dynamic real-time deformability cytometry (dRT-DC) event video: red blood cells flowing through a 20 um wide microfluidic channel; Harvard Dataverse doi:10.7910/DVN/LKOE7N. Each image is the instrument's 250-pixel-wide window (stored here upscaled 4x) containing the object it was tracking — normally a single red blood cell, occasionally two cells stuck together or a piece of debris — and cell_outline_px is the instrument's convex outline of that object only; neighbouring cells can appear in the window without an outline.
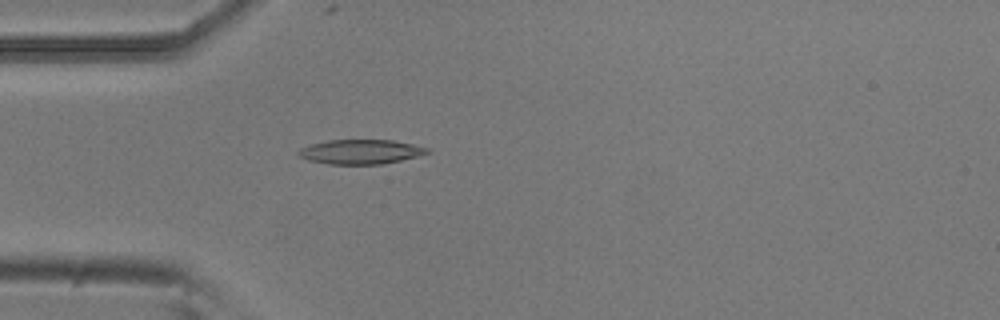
{"species": "common noctule bat (a hibernating species)", "species_latin": "Nyctalus noctula", "temperature_condition": "room temperature", "stored_images_in_passage": 46, "camera_frame_rate_fps": 3000, "um_per_image_px": 0.085, "animal": {"sex": "male", "body_mass_g": 20.5, "forearm_length_mm": 52.5}, "frame": {"image": 1, "passage_image": 8, "time_ms": 2.333, "image_size_px": [1000, 320], "cell_outline_px": [[432, 152], [384, 164], [328, 164], [308, 160], [300, 156], [296, 152], [300, 148], [312, 144], [328, 140], [392, 140], [412, 144], [428, 148]], "centroid_in_image_um": [30.64, 12.9], "position_along_channel_um": 54.4, "area_um2": 18.26}}
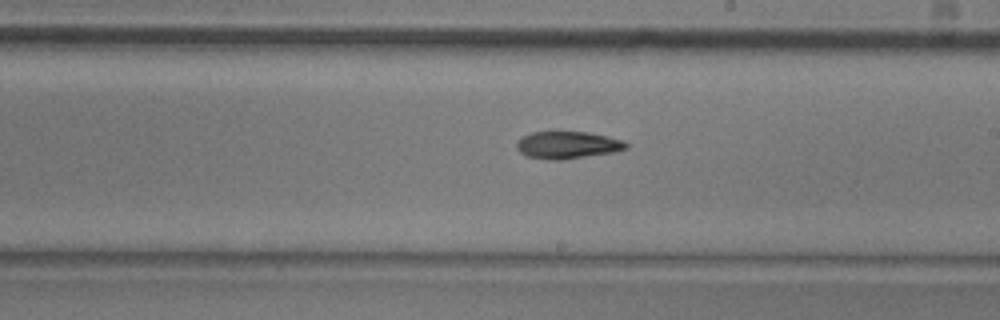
{"frame": {"image": 2, "passage_image": 23, "time_ms": 7.333, "image_size_px": [1000, 320], "cell_outline_px": [[628, 148], [612, 152], [560, 160], [548, 160], [524, 156], [516, 148], [516, 144], [524, 136], [532, 132], [588, 132], [608, 136], [624, 140], [628, 144]], "centroid_in_image_um": [48.24, 12.33], "position_along_channel_um": 240.8, "area_um2": 17.34}}
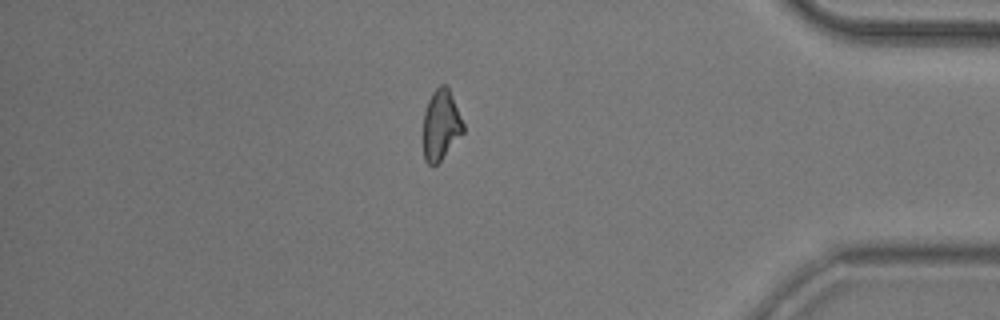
{"frame": {"image": 3, "passage_image": 38, "time_ms": 12.333, "image_size_px": [1000, 320], "cell_outline_px": [[464, 132], [440, 160], [436, 164], [428, 164], [424, 160], [424, 112], [428, 100], [432, 92], [440, 84], [444, 84], [448, 88], [452, 96], [464, 124]], "centroid_in_image_um": [37.48, 10.6], "position_along_channel_um": 397.7, "area_um2": 16.13}, "authors_computed_cell_mechanics": {"area_um2": 17.3978, "velocity_mm_per_s": 3.824, "shape_relaxation_time_tau1_ms": 6.089, "shape_relaxation_time_tau2_ms": 9.093, "deformation_change_tau1": 0.1556, "deformation_change_tau2": 0.1825}}